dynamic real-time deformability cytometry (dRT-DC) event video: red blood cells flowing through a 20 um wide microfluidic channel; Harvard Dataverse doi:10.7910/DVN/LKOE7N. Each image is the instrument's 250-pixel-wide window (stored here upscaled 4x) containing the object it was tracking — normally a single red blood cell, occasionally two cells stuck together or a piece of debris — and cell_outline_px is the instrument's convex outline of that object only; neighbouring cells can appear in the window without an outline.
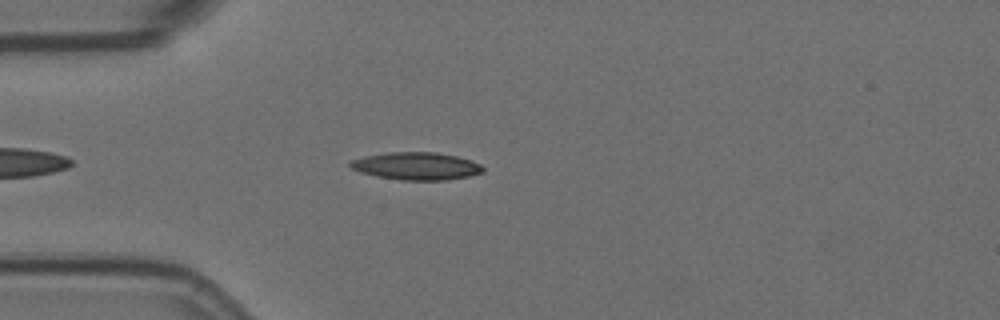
{"species": "Egyptian fruit bat (a non-hibernating species)", "species_latin": "Rousettus aegyptiacus", "temperature_condition": "room temperature", "stored_images_in_passage": 5, "camera_frame_rate_fps": 3000, "um_per_image_px": 0.085, "animal": {"sex": "female"}, "frame": {"image": 1, "passage_image": 4, "time_ms": 1.0, "image_size_px": [1000, 320], "cell_outline_px": [[484, 172], [468, 176], [448, 180], [400, 180], [376, 176], [360, 172], [352, 168], [348, 164], [352, 160], [364, 156], [388, 152], [436, 152], [456, 156], [472, 160], [480, 164], [484, 168]], "centroid_in_image_um": [35.4, 14.11], "position_along_channel_um": 49.6, "area_um2": 21.39}}